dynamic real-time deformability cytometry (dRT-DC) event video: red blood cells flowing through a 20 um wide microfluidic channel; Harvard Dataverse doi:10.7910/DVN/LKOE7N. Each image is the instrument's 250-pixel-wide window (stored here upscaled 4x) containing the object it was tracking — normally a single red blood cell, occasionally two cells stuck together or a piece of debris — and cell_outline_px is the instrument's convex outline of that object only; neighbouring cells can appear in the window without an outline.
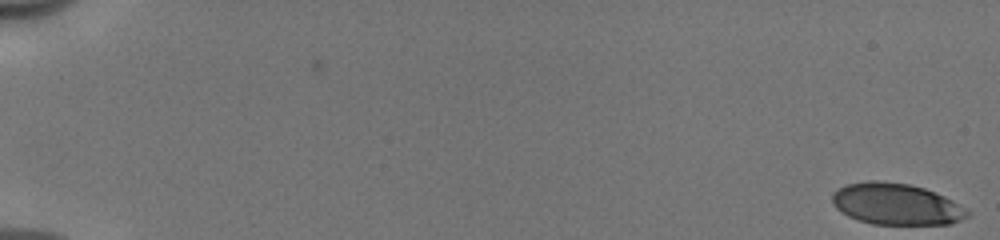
{"species": "human", "species_latin": "Homo sapiens", "temperature_condition": "cold", "stored_images_in_passage": 53, "camera_frame_rate_fps": 3000, "um_per_image_px": 0.085, "donor": {"sex": "male"}, "frame": {"image": 1, "passage_image": 1, "time_ms": 0.0, "image_size_px": [1000, 240], "cell_outline_px": [[972, 212], [968, 216], [960, 220], [948, 224], [872, 224], [848, 216], [840, 212], [832, 204], [832, 192], [848, 184], [868, 180], [876, 180], [908, 184], [924, 188], [944, 196], [952, 200]], "centroid_in_image_um": [76.17, 17.35], "position_along_channel_um": 8.8, "area_um2": 32.6}}
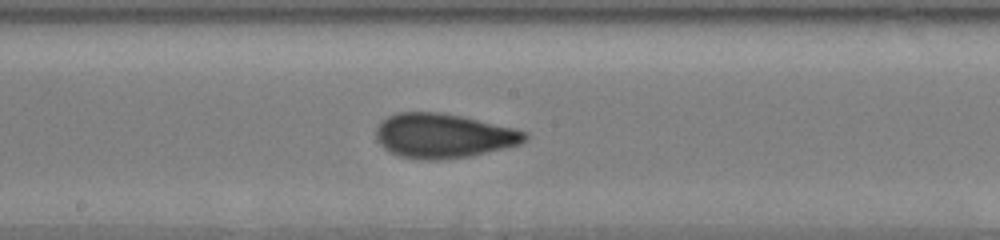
{"frame": {"image": 2, "passage_image": 31, "time_ms": 10.0, "image_size_px": [1000, 240], "cell_outline_px": [[528, 136], [520, 144], [504, 148], [468, 156], [436, 160], [428, 160], [400, 156], [384, 148], [376, 140], [376, 128], [388, 116], [396, 112], [440, 112], [460, 116], [512, 128], [528, 132]], "centroid_in_image_um": [37.66, 11.53], "position_along_channel_um": 210.5, "area_um2": 38.03}}
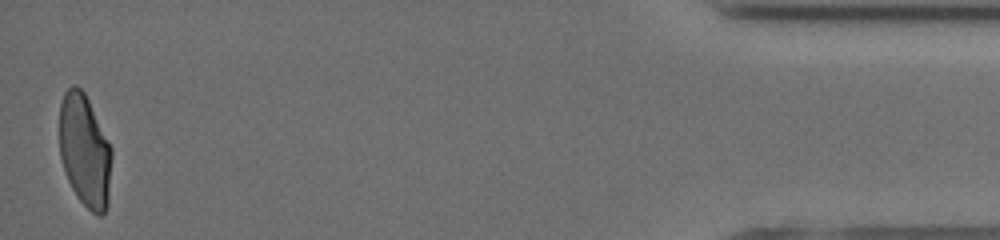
{"frame": {"image": 3, "passage_image": 53, "time_ms": 17.333, "image_size_px": [1000, 240], "cell_outline_px": [[112, 156], [108, 204], [104, 212], [100, 216], [96, 216], [76, 196], [68, 180], [60, 156], [60, 104], [64, 92], [72, 84], [76, 84], [84, 92], [112, 148]], "centroid_in_image_um": [7.21, 12.82], "position_along_channel_um": 428.0, "area_um2": 34.28}, "authors_computed_cell_mechanics": {"area_um2": 36.2984, "velocity_mm_per_s": 3.9775, "shape_relaxation_time_tau1_ms": 6.6121, "shape_relaxation_time_tau2_ms": 0.9654, "deformation_change_tau1": 0.1866, "deformation_change_tau2": 0.0642}}